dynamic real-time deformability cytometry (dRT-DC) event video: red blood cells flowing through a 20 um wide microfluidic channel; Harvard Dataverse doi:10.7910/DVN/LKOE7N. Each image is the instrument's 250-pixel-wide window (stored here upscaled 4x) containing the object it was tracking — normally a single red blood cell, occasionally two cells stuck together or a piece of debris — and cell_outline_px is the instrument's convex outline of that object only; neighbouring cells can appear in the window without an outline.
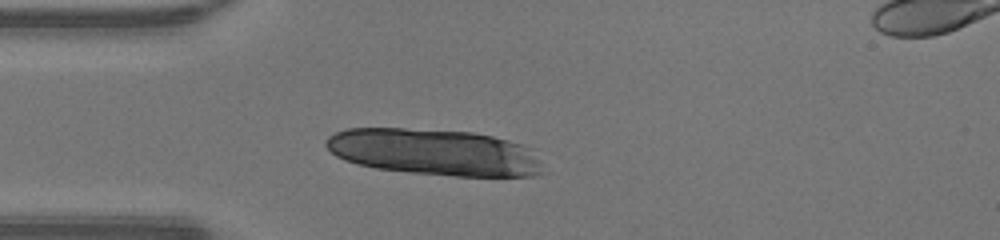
{"species": "human", "species_latin": "Homo sapiens", "temperature_condition": "warm", "stored_images_in_passage": 28, "camera_frame_rate_fps": 3000, "um_per_image_px": 0.085, "donor": {"sex": "male"}, "frame": {"image": 1, "passage_image": 1, "time_ms": 0.0, "image_size_px": [1000, 240], "cell_outline_px": [[544, 172], [536, 176], [456, 176], [412, 172], [376, 168], [344, 160], [336, 156], [324, 144], [324, 140], [328, 136], [336, 132], [348, 128], [404, 128], [472, 132], [492, 136], [508, 140], [520, 144], [540, 160]], "centroid_in_image_um": [36.89, 12.93], "position_along_channel_um": 48.1, "area_um2": 58.32}}